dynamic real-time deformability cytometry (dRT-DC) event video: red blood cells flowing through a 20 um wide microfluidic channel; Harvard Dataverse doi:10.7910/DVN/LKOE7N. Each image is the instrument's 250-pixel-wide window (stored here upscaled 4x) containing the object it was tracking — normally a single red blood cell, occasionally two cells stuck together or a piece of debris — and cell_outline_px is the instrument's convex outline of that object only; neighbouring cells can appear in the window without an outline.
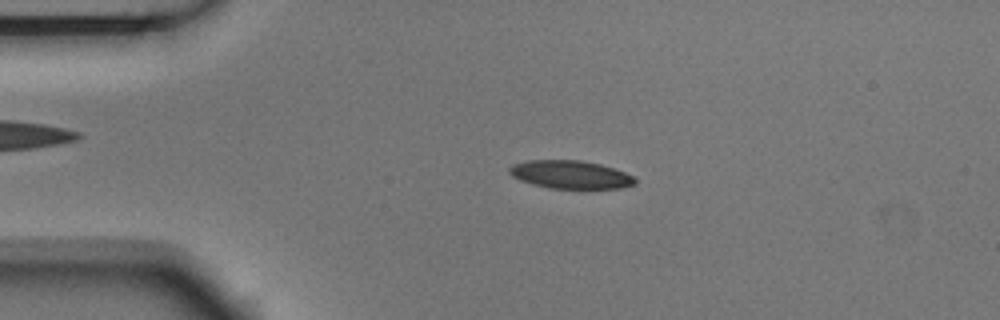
{"species": "Egyptian fruit bat (a non-hibernating species)", "species_latin": "Rousettus aegyptiacus", "temperature_condition": "room temperature", "stored_images_in_passage": 4, "camera_frame_rate_fps": 3000, "um_per_image_px": 0.085, "animal": {"sex": "male"}, "frame": {"image": 1, "passage_image": 3, "time_ms": 0.667, "image_size_px": [1000, 320], "cell_outline_px": [[636, 184], [624, 188], [548, 188], [532, 184], [520, 180], [512, 176], [508, 172], [508, 168], [512, 164], [528, 160], [580, 160], [600, 164], [624, 172], [632, 176], [636, 180]], "centroid_in_image_um": [48.46, 14.84], "position_along_channel_um": 36.5, "area_um2": 20.58}}